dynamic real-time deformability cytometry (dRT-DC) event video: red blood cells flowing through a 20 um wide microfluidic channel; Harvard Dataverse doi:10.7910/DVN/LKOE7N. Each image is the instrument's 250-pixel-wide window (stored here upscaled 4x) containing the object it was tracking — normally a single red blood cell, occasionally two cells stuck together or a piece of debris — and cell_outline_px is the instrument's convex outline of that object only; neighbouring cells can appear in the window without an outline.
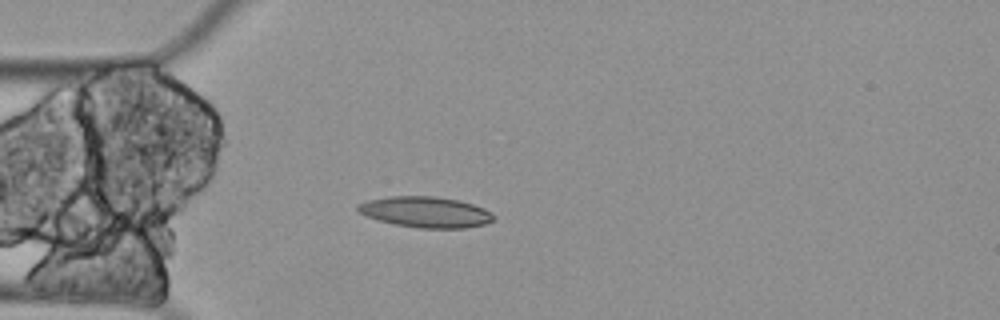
{"species": "Egyptian fruit bat (a non-hibernating species)", "species_latin": "Rousettus aegyptiacus", "temperature_condition": "cold", "stored_images_in_passage": 44, "camera_frame_rate_fps": 3000, "um_per_image_px": 0.085, "animal": {"sex": "female"}, "frame": {"image": 1, "passage_image": 1, "time_ms": 0.0, "image_size_px": [1000, 320], "cell_outline_px": [[496, 216], [492, 220], [484, 224], [464, 228], [420, 228], [396, 224], [376, 220], [360, 212], [356, 208], [356, 204], [368, 200], [388, 196], [436, 196], [460, 200], [484, 208]], "centroid_in_image_um": [36.17, 18.01], "position_along_channel_um": 48.8, "area_um2": 24.39}}
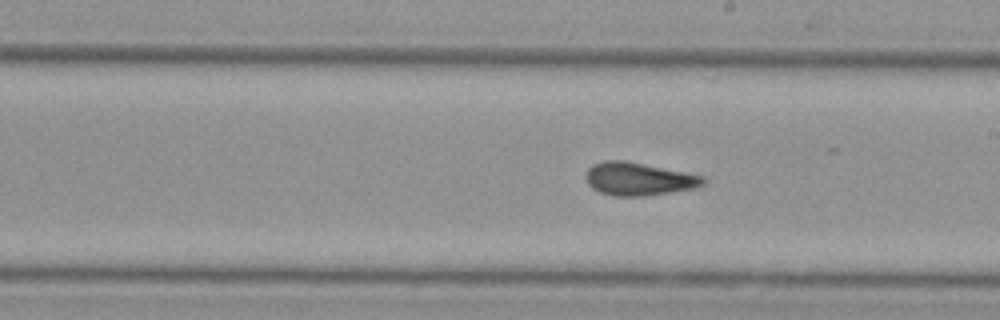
{"frame": {"image": 2, "passage_image": 18, "time_ms": 5.667, "image_size_px": [1000, 320], "cell_outline_px": [[708, 180], [704, 184], [696, 188], [644, 196], [612, 196], [600, 192], [592, 188], [588, 184], [584, 176], [588, 168], [592, 164], [604, 160], [624, 160], [704, 176]], "centroid_in_image_um": [54.26, 15.21], "position_along_channel_um": 234.7, "area_um2": 22.66}}
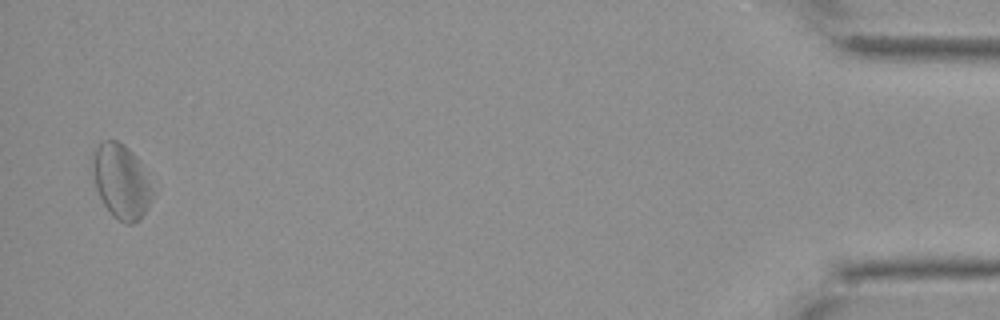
{"frame": {"image": 3, "passage_image": 43, "time_ms": 14.0, "image_size_px": [1000, 320], "cell_outline_px": [[156, 192], [148, 208], [140, 220], [132, 224], [124, 224], [112, 216], [104, 204], [96, 188], [92, 172], [92, 156], [96, 148], [104, 140], [116, 140], [124, 144], [132, 152]], "centroid_in_image_um": [10.31, 15.46], "position_along_channel_um": 424.9, "area_um2": 26.01}, "authors_computed_cell_mechanics": {"area_um2": 23.0333, "velocity_mm_per_s": 3.3138, "shape_relaxation_time_tau1_ms": null, "shape_relaxation_time_tau2_ms": 5.5378, "deformation_change_tau1": null, "deformation_change_tau2": 0.1438}}